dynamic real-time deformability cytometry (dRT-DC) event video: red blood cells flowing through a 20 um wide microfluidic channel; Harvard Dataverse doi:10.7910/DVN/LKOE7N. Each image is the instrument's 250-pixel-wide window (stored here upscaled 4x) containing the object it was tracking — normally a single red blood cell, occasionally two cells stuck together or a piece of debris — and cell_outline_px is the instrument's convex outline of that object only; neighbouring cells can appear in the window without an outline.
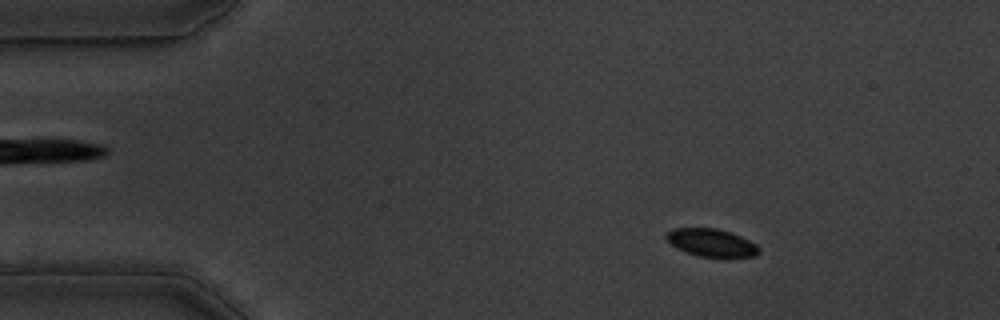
{"species": "common noctule bat (a hibernating species)", "species_latin": "Nyctalus noctula", "temperature_condition": "warm", "stored_images_in_passage": 55, "camera_frame_rate_fps": 3000, "um_per_image_px": 0.085, "animal": {"sex": "male", "body_mass_g": 19.5, "forearm_length_mm": 54.6}, "frame": {"image": 1, "passage_image": 8, "time_ms": 2.333, "image_size_px": [1000, 320], "cell_outline_px": [[760, 252], [756, 256], [696, 256], [676, 248], [664, 236], [672, 228], [716, 228], [732, 232], [756, 244], [760, 248]], "centroid_in_image_um": [60.46, 20.61], "position_along_channel_um": 24.5, "area_um2": 14.85}}
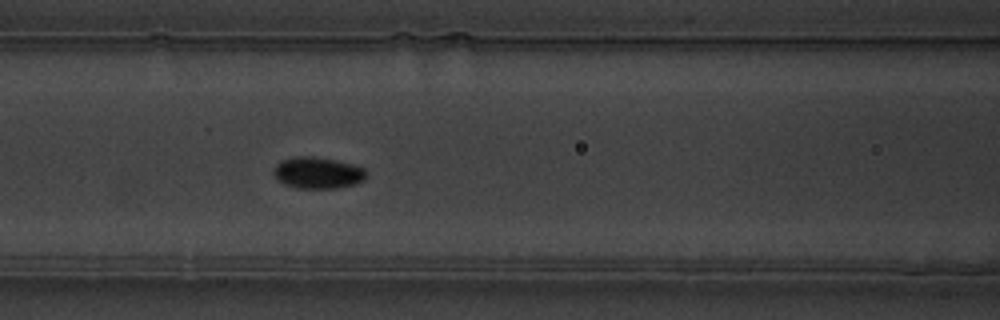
{"frame": {"image": 2, "passage_image": 23, "time_ms": 7.333, "image_size_px": [1000, 320], "cell_outline_px": [[368, 172], [364, 180], [356, 184], [336, 188], [296, 188], [284, 184], [272, 172], [276, 164], [284, 160], [296, 156], [312, 156], [336, 160], [352, 164], [364, 168]], "centroid_in_image_um": [27.04, 14.69], "position_along_channel_um": 139.6, "area_um2": 16.99}}
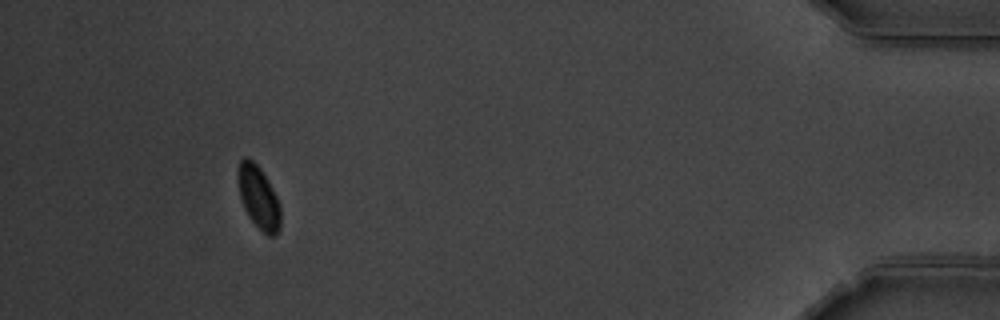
{"frame": {"image": 3, "passage_image": 51, "time_ms": 16.667, "image_size_px": [1000, 320], "cell_outline_px": [[280, 228], [276, 236], [268, 236], [248, 216], [244, 208], [240, 196], [236, 172], [236, 168], [240, 160], [244, 156], [248, 156], [260, 168], [268, 180], [280, 204]], "centroid_in_image_um": [21.96, 16.73], "position_along_channel_um": 413.2, "area_um2": 15.72}, "authors_computed_cell_mechanics": {"area_um2": 15.895, "velocity_mm_per_s": 3.6322, "shape_relaxation_time_tau1_ms": 1.5971, "shape_relaxation_time_tau2_ms": null, "deformation_change_tau1": 0.0473, "deformation_change_tau2": null}}